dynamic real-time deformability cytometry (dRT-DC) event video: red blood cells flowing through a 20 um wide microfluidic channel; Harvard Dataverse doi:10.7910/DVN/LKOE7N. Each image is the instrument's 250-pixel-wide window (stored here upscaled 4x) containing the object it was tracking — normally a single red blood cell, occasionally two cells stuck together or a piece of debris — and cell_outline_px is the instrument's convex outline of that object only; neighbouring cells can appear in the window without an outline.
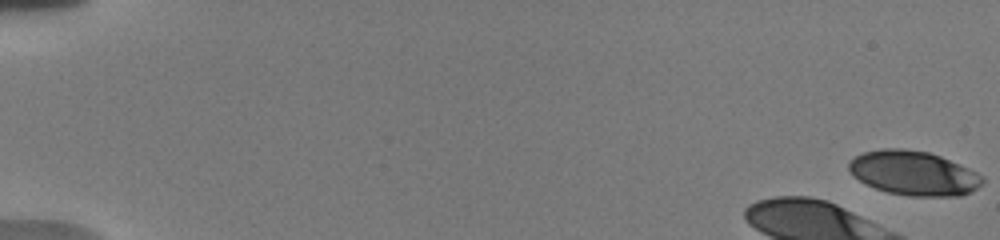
{"species": "human", "species_latin": "Homo sapiens", "temperature_condition": "warm", "stored_images_in_passage": 14, "camera_frame_rate_fps": 3000, "um_per_image_px": 0.085, "donor": {"sex": "male"}, "frame": {"image": 1, "passage_image": 1, "time_ms": 0.0, "image_size_px": [1000, 240], "cell_outline_px": [[984, 184], [960, 196], [908, 196], [888, 192], [876, 188], [860, 180], [848, 168], [848, 160], [864, 152], [880, 148], [904, 148], [928, 152], [940, 156], [960, 164], [984, 176]], "centroid_in_image_um": [77.68, 14.7], "position_along_channel_um": 7.3, "area_um2": 34.45}}